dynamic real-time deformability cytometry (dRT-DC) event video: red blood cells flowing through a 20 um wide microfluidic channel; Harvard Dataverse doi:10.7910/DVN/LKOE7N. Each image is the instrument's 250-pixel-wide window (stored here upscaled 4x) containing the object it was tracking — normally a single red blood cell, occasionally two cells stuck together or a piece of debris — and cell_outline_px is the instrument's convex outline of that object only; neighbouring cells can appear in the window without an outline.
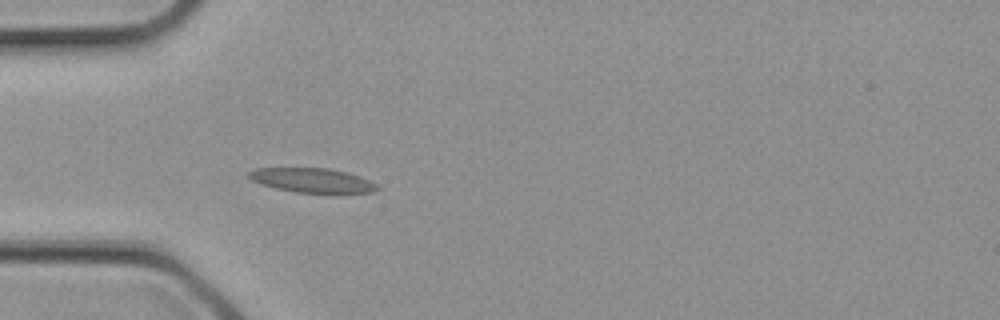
{"species": "common noctule bat (a hibernating species)", "species_latin": "Nyctalus noctula", "temperature_condition": "cold", "stored_images_in_passage": 2, "camera_frame_rate_fps": 3000, "um_per_image_px": 0.085, "animal": {"sex": "female", "body_mass_g": 21.9}, "frame": {"image": 1, "passage_image": 2, "time_ms": 0.333, "image_size_px": [1000, 320], "cell_outline_px": [[380, 188], [372, 192], [332, 196], [296, 192], [276, 188], [260, 184], [252, 180], [248, 176], [248, 172], [256, 168], [328, 168], [348, 172], [360, 176], [376, 184]], "centroid_in_image_um": [26.62, 15.37], "position_along_channel_um": 58.4, "area_um2": 19.07}}